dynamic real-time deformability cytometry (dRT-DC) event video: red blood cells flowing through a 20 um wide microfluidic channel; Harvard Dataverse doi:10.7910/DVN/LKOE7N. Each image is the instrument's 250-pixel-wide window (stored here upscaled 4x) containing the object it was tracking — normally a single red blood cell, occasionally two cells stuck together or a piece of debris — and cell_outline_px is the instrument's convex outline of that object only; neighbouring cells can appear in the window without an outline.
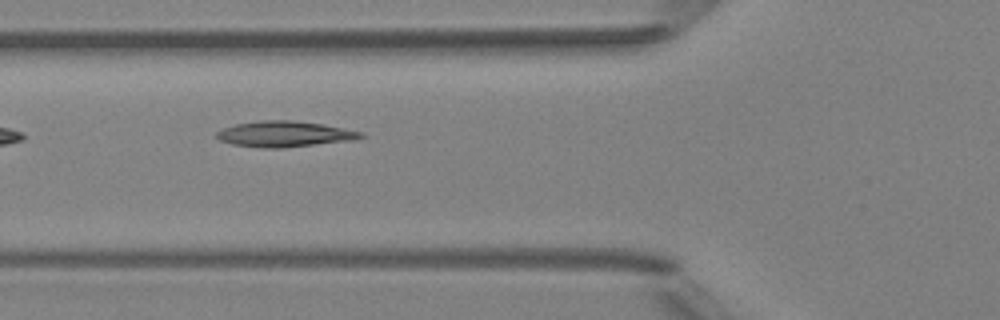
{"species": "Egyptian fruit bat (a non-hibernating species)", "species_latin": "Rousettus aegyptiacus", "temperature_condition": "room temperature", "stored_images_in_passage": 6, "camera_frame_rate_fps": 3000, "um_per_image_px": 0.085, "animal": {"sex": "female"}, "frame": {"image": 1, "passage_image": 5, "time_ms": 4.667, "image_size_px": [1000, 320], "cell_outline_px": [[364, 136], [352, 140], [284, 148], [264, 148], [232, 144], [220, 140], [216, 136], [216, 132], [224, 128], [236, 124], [260, 120], [292, 120], [320, 124], [364, 132]], "centroid_in_image_um": [24.17, 11.39], "position_along_channel_um": 101.6, "area_um2": 21.44}}
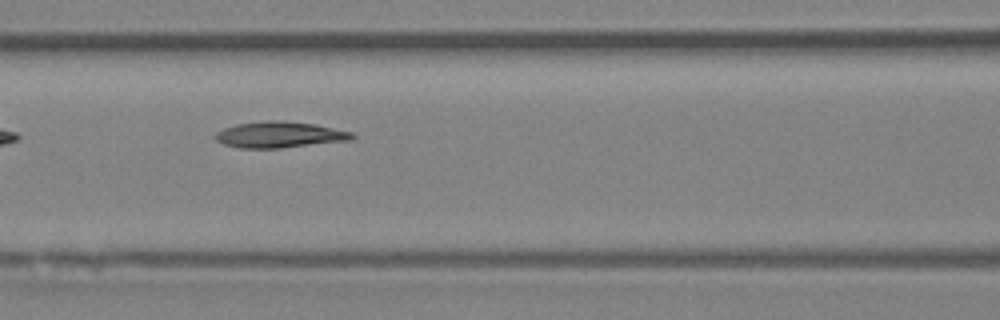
{"frame": {"image": 2, "passage_image": 6, "time_ms": 5.667, "image_size_px": [1000, 320], "cell_outline_px": [[356, 136], [352, 140], [280, 148], [240, 148], [224, 144], [216, 140], [212, 136], [216, 132], [224, 128], [236, 124], [268, 120], [280, 120], [316, 124], [352, 132]], "centroid_in_image_um": [23.76, 11.45], "position_along_channel_um": 142.8, "area_um2": 20.92}}